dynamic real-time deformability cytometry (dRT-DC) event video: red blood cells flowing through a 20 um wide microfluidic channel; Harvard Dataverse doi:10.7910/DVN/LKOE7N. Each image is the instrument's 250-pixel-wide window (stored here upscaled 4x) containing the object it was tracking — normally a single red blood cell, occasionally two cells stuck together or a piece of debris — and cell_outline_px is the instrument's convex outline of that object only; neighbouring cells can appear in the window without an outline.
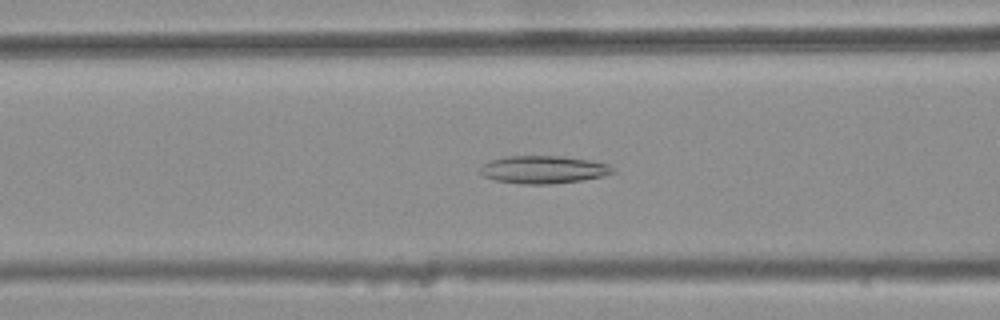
{"species": "common noctule bat (a hibernating species)", "species_latin": "Nyctalus noctula", "temperature_condition": "warm", "stored_images_in_passage": 45, "camera_frame_rate_fps": 3000, "um_per_image_px": 0.085, "animal": {"sex": "female", "body_mass_g": 25.1}, "frame": {"image": 1, "passage_image": 20, "time_ms": 6.333, "image_size_px": [1000, 320], "cell_outline_px": [[616, 172], [584, 180], [552, 184], [520, 184], [496, 180], [484, 176], [480, 172], [480, 164], [488, 160], [508, 156], [560, 156], [592, 160], [608, 164], [616, 168]], "centroid_in_image_um": [46.19, 14.41], "position_along_channel_um": 120.4, "area_um2": 21.68}}
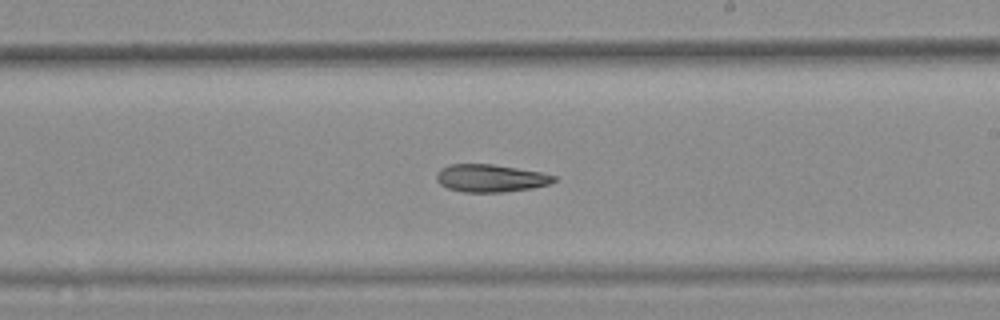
{"frame": {"image": 2, "passage_image": 30, "time_ms": 9.667, "image_size_px": [1000, 320], "cell_outline_px": [[556, 180], [548, 184], [532, 188], [504, 192], [464, 192], [448, 188], [440, 184], [436, 180], [436, 172], [440, 168], [448, 164], [492, 164], [544, 172], [556, 176]], "centroid_in_image_um": [41.69, 15.13], "position_along_channel_um": 247.3, "area_um2": 19.07}}
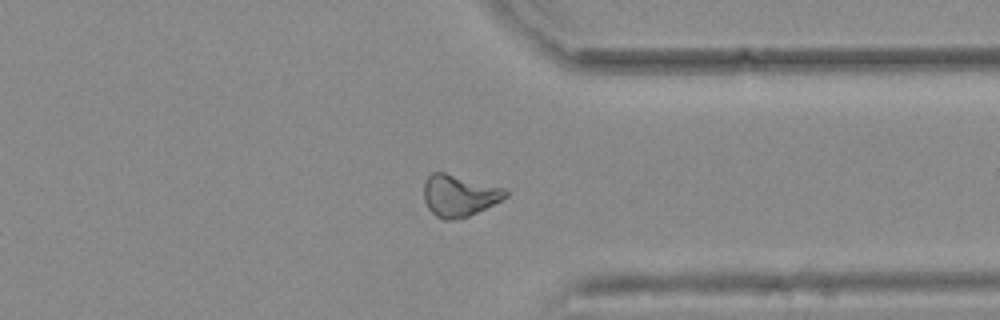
{"frame": {"image": 3, "passage_image": 40, "time_ms": 13.0, "image_size_px": [1000, 320], "cell_outline_px": [[508, 196], [468, 216], [452, 220], [444, 220], [436, 216], [428, 208], [424, 200], [424, 184], [428, 176], [432, 172], [444, 172], [508, 188]], "centroid_in_image_um": [39.03, 16.6], "position_along_channel_um": 372.4, "area_um2": 19.83}}